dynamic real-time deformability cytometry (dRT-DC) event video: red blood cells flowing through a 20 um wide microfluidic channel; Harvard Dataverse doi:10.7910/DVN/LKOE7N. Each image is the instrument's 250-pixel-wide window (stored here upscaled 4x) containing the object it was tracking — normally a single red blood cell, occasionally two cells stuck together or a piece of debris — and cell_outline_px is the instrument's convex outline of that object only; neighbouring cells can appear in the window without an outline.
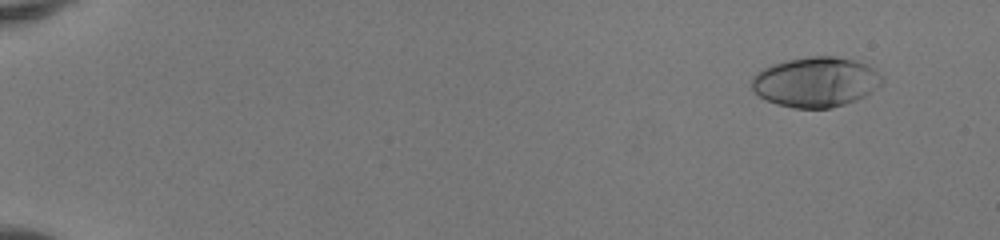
{"species": "human", "species_latin": "Homo sapiens", "temperature_condition": "room temperature", "stored_images_in_passage": 48, "camera_frame_rate_fps": 3000, "um_per_image_px": 0.085, "donor": {"sex": "female"}, "frame": {"image": 1, "passage_image": 1, "time_ms": 0.0, "image_size_px": [1000, 240], "cell_outline_px": [[884, 84], [864, 96], [856, 100], [832, 108], [796, 108], [776, 104], [764, 100], [752, 88], [752, 76], [756, 72], [772, 64], [788, 60], [812, 56], [832, 56], [856, 60], [868, 64], [884, 76]], "centroid_in_image_um": [69.38, 6.97], "position_along_channel_um": 15.6, "area_um2": 38.26}}
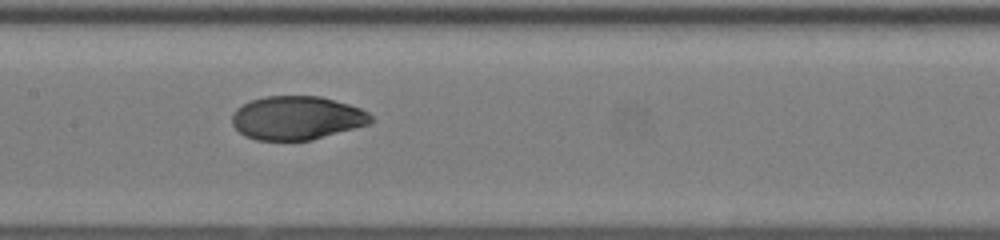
{"frame": {"image": 2, "passage_image": 25, "time_ms": 8.0, "image_size_px": [1000, 240], "cell_outline_px": [[376, 120], [372, 124], [312, 140], [256, 140], [244, 136], [232, 124], [232, 116], [236, 108], [252, 100], [268, 96], [320, 96], [348, 104], [360, 108], [368, 112]], "centroid_in_image_um": [25.28, 10.03], "position_along_channel_um": 182.1, "area_um2": 35.49}}
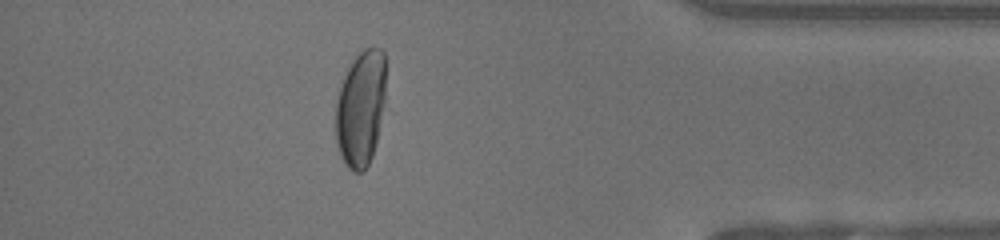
{"frame": {"image": 3, "passage_image": 43, "time_ms": 14.0, "image_size_px": [1000, 240], "cell_outline_px": [[384, 100], [376, 140], [372, 156], [368, 164], [360, 172], [352, 172], [344, 164], [336, 144], [336, 100], [344, 76], [352, 60], [364, 48], [380, 48], [384, 52]], "centroid_in_image_um": [30.63, 9.22], "position_along_channel_um": 404.6, "area_um2": 33.41}, "authors_computed_cell_mechanics": {"area_um2": 36.5296, "velocity_mm_per_s": 4.141, "shape_relaxation_time_tau1_ms": 4.6424, "shape_relaxation_time_tau2_ms": 1.0299, "deformation_change_tau1": 0.2255, "deformation_change_tau2": 0.0318}}